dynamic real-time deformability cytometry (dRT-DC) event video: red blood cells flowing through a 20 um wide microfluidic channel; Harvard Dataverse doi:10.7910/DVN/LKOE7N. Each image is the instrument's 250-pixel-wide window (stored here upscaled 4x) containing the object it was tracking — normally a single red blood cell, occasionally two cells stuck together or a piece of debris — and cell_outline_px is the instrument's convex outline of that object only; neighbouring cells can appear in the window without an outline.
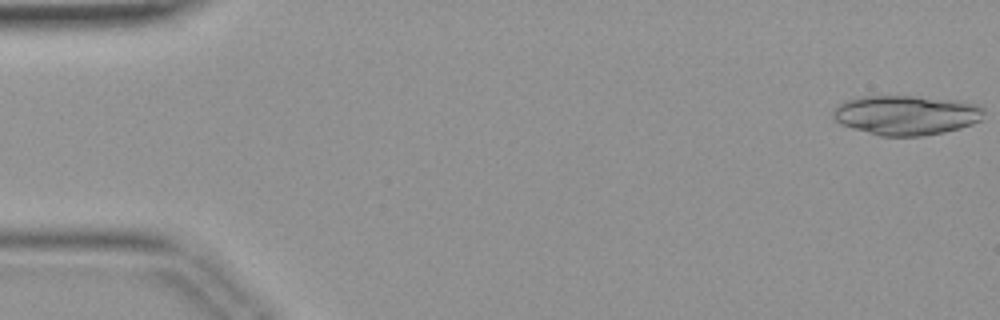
{"species": "common noctule bat (a hibernating species)", "species_latin": "Nyctalus noctula", "temperature_condition": "warm", "stored_images_in_passage": 41, "camera_frame_rate_fps": 3000, "um_per_image_px": 0.085, "animal": {"sex": "female", "body_mass_g": 19.9}, "frame": {"image": 1, "passage_image": 1, "time_ms": 0.0, "image_size_px": [1000, 320], "cell_outline_px": [[984, 112], [980, 120], [972, 124], [960, 128], [944, 132], [924, 136], [880, 136], [852, 128], [840, 124], [832, 116], [832, 112], [844, 100], [864, 96], [916, 96], [956, 100], [976, 104], [984, 108]], "centroid_in_image_um": [77.02, 9.78], "position_along_channel_um": 8.0, "area_um2": 34.91}}